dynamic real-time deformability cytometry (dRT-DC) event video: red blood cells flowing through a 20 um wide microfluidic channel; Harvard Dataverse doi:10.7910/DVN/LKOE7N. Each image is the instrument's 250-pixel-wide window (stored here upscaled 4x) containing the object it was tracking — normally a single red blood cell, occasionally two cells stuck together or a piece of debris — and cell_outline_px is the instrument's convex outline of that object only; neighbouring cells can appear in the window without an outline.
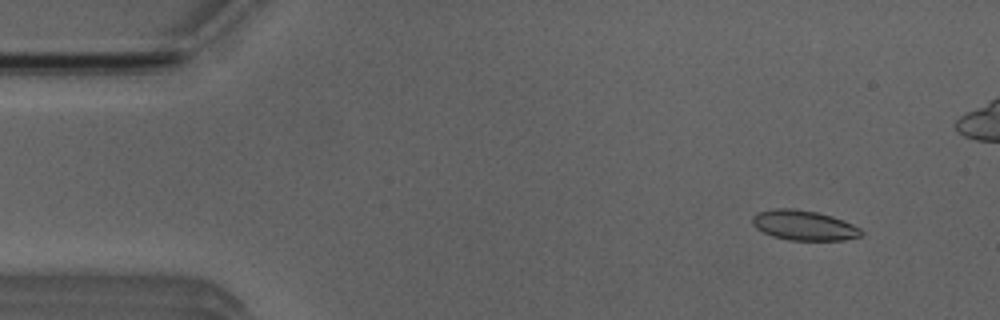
{"species": "Egyptian fruit bat (a non-hibernating species)", "species_latin": "Rousettus aegyptiacus", "temperature_condition": "room temperature", "stored_images_in_passage": 6, "camera_frame_rate_fps": 3000, "um_per_image_px": 0.085, "animal": {"sex": "male"}, "frame": {"image": 1, "passage_image": 2, "time_ms": 1.0, "image_size_px": [1000, 320], "cell_outline_px": [[864, 232], [860, 236], [844, 240], [788, 240], [772, 236], [756, 228], [752, 224], [752, 216], [756, 212], [776, 208], [792, 208], [816, 212], [832, 216], [852, 224], [860, 228]], "centroid_in_image_um": [68.31, 19.15], "position_along_channel_um": 16.7, "area_um2": 19.02}}